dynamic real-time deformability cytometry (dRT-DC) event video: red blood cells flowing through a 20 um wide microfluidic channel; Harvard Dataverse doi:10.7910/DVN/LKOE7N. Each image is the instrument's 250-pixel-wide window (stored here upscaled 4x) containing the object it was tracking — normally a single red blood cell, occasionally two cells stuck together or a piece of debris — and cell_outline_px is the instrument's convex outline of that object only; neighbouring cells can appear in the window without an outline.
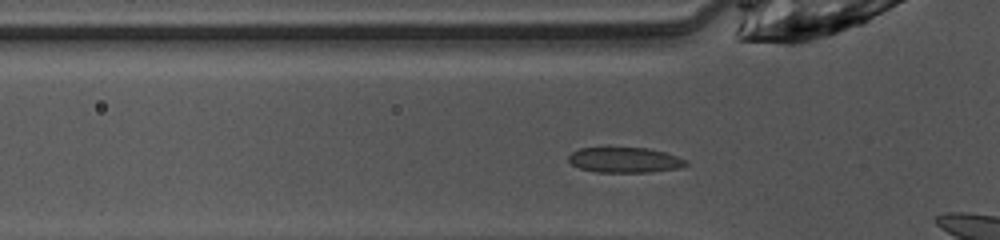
{"species": "common noctule bat (a hibernating species)", "species_latin": "Nyctalus noctula", "temperature_condition": "warm", "stored_images_in_passage": 6, "camera_frame_rate_fps": 3000, "um_per_image_px": 0.085, "animal": {"sex": "female", "body_mass_g": 10.0, "forearm_length_mm": 53.1}, "frame": {"image": 1, "passage_image": 4, "time_ms": 1.0, "image_size_px": [1000, 240], "cell_outline_px": [[688, 164], [684, 168], [648, 172], [596, 172], [580, 168], [572, 164], [568, 160], [568, 156], [572, 152], [580, 148], [608, 144], [648, 148], [664, 152], [688, 160]], "centroid_in_image_um": [53.08, 13.54], "position_along_channel_um": 72.7, "area_um2": 18.32}}